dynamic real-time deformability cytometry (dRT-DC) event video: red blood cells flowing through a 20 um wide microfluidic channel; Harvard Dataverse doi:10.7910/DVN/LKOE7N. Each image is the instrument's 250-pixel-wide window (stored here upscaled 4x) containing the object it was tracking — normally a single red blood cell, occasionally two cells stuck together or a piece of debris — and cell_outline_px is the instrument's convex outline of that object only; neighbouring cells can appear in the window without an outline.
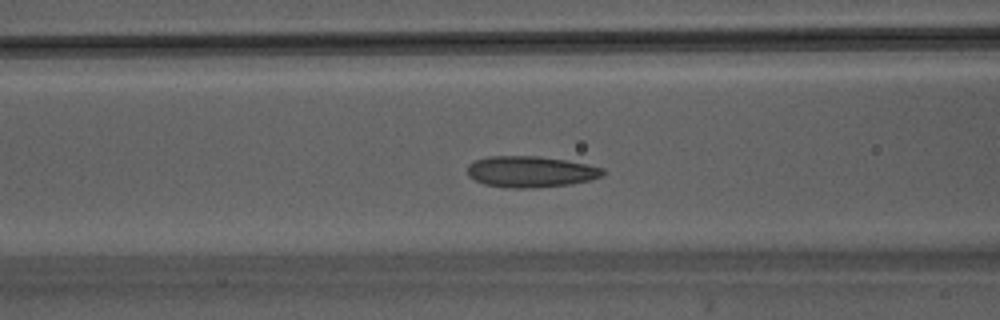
{"species": "Egyptian fruit bat (a non-hibernating species)", "species_latin": "Rousettus aegyptiacus", "temperature_condition": "warm", "stored_images_in_passage": 41, "camera_frame_rate_fps": 3000, "um_per_image_px": 0.085, "animal": {"sex": "male"}, "frame": {"image": 1, "passage_image": 14, "time_ms": 4.333, "image_size_px": [1000, 320], "cell_outline_px": [[604, 176], [592, 180], [572, 184], [536, 188], [504, 188], [484, 184], [468, 176], [468, 164], [476, 160], [488, 156], [540, 156], [568, 160], [588, 164], [604, 168]], "centroid_in_image_um": [45.15, 14.6], "position_along_channel_um": 121.5, "area_um2": 25.03}}
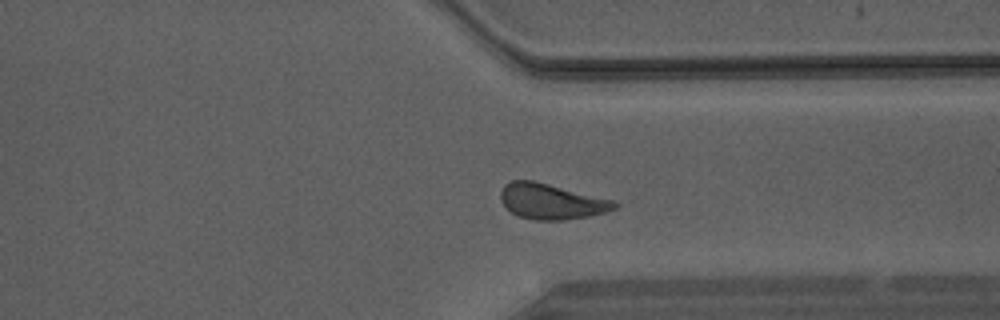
{"frame": {"image": 2, "passage_image": 30, "time_ms": 9.667, "image_size_px": [1000, 320], "cell_outline_px": [[620, 204], [616, 208], [608, 212], [588, 216], [564, 220], [536, 220], [516, 216], [500, 200], [500, 192], [504, 184], [512, 180], [532, 180], [616, 200]], "centroid_in_image_um": [46.9, 17.12], "position_along_channel_um": 364.5, "area_um2": 23.76}}
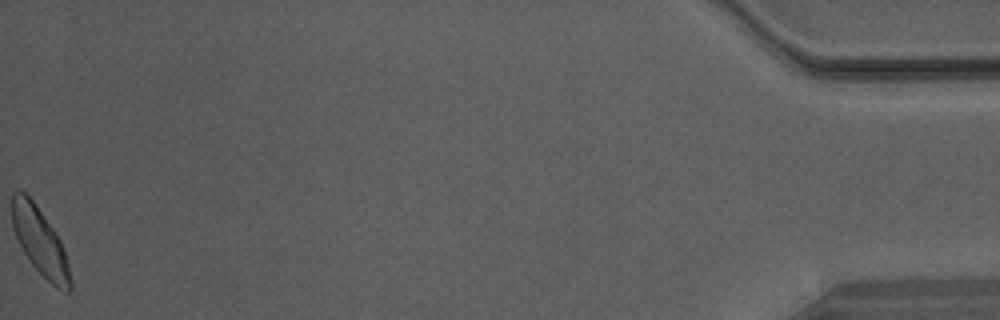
{"frame": {"image": 3, "passage_image": 41, "time_ms": 13.333, "image_size_px": [1000, 320], "cell_outline_px": [[72, 288], [68, 292], [64, 292], [56, 288], [28, 260], [12, 228], [12, 192], [24, 192], [36, 204], [60, 240], [64, 248], [72, 280]], "centroid_in_image_um": [3.41, 20.56], "position_along_channel_um": 431.8, "area_um2": 22.6}}